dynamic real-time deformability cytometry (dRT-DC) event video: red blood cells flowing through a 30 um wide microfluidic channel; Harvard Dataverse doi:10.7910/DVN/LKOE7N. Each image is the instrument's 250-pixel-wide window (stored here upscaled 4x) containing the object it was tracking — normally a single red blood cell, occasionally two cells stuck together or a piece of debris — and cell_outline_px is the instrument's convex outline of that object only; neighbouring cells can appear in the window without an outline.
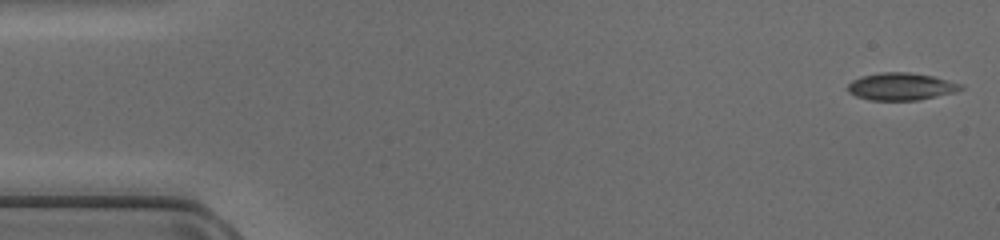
{"species": "common noctule bat (a hibernating species)", "species_latin": "Nyctalus noctula", "temperature_condition": "cold", "stored_images_in_passage": 42, "camera_frame_rate_fps": 3000, "um_per_image_px": 0.085, "animal": {"sex": "female", "body_mass_g": 17.0, "forearm_length_mm": 48.0}, "frame": {"image": 1, "passage_image": 1, "time_ms": 0.0, "image_size_px": [1000, 240], "cell_outline_px": [[964, 88], [956, 92], [920, 100], [868, 100], [856, 96], [848, 92], [848, 84], [852, 80], [860, 76], [880, 72], [908, 72], [932, 76], [964, 84]], "centroid_in_image_um": [76.6, 7.35], "position_along_channel_um": 8.4, "area_um2": 18.21}}
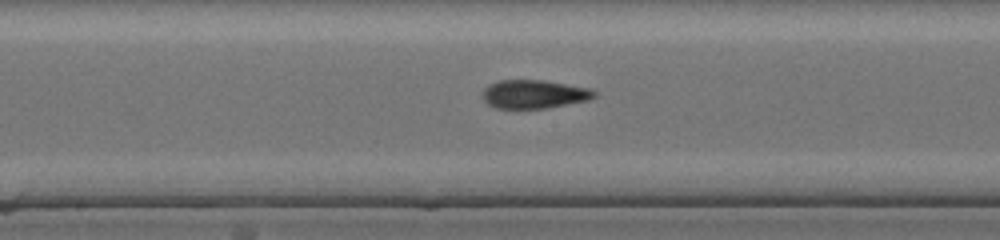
{"frame": {"image": 2, "passage_image": 24, "time_ms": 7.667, "image_size_px": [1000, 240], "cell_outline_px": [[596, 96], [588, 100], [548, 108], [496, 108], [488, 104], [484, 100], [484, 88], [488, 84], [500, 80], [544, 80], [592, 88], [596, 92]], "centroid_in_image_um": [45.43, 7.99], "position_along_channel_um": 202.8, "area_um2": 18.61}}
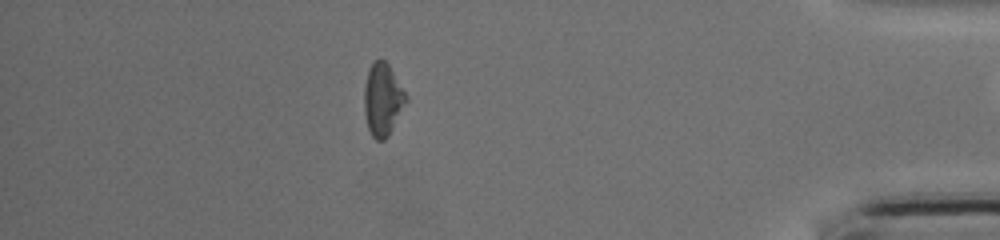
{"frame": {"image": 3, "passage_image": 41, "time_ms": 13.333, "image_size_px": [1000, 240], "cell_outline_px": [[408, 100], [388, 136], [384, 140], [376, 140], [372, 136], [368, 128], [364, 112], [364, 84], [368, 68], [380, 56], [388, 64], [408, 96]], "centroid_in_image_um": [32.52, 8.44], "position_along_channel_um": 402.7, "area_um2": 17.8}}